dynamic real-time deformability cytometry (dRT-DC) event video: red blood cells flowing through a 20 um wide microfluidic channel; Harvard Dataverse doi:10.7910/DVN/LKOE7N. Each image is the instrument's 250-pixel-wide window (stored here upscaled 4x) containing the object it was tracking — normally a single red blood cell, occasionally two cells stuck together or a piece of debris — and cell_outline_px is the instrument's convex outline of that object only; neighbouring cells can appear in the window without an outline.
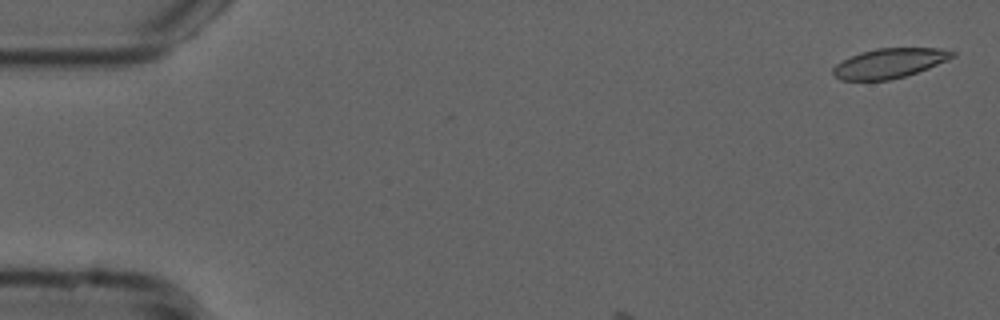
{"species": "common noctule bat (a hibernating species)", "species_latin": "Nyctalus noctula", "temperature_condition": "cold", "stored_images_in_passage": 9, "camera_frame_rate_fps": 3000, "um_per_image_px": 0.085, "animal": {"sex": "male", "forearm_length_mm": 52.5}, "frame": {"image": 1, "passage_image": 2, "time_ms": 0.333, "image_size_px": [1000, 320], "cell_outline_px": [[956, 56], [948, 60], [928, 68], [904, 76], [888, 80], [840, 80], [832, 72], [832, 68], [836, 64], [860, 52], [876, 48], [940, 48], [956, 52]], "centroid_in_image_um": [75.62, 5.36], "position_along_channel_um": 9.4, "area_um2": 20.52}}